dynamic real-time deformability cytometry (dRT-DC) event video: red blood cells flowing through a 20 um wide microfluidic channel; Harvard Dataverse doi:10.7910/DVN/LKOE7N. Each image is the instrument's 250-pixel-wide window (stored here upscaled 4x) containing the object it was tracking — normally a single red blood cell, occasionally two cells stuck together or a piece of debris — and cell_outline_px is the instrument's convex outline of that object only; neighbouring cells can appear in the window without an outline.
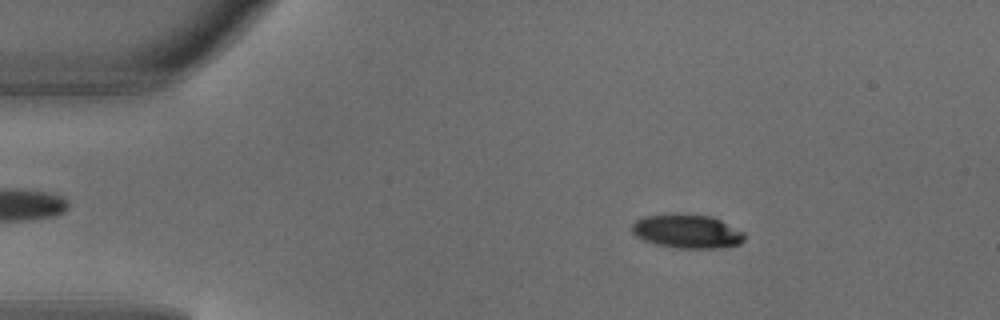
{"species": "common noctule bat (a hibernating species)", "species_latin": "Nyctalus noctula", "temperature_condition": "warm", "stored_images_in_passage": 5, "camera_frame_rate_fps": 3000, "um_per_image_px": 0.085, "animal": {"sex": "male", "body_mass_g": 18.8}, "frame": {"image": 1, "passage_image": 2, "time_ms": 0.333, "image_size_px": [1000, 320], "cell_outline_px": [[744, 240], [740, 244], [716, 248], [680, 248], [656, 244], [644, 240], [636, 236], [632, 232], [632, 224], [636, 220], [644, 216], [676, 212], [712, 216], [744, 232]], "centroid_in_image_um": [58.38, 19.63], "position_along_channel_um": 26.6, "area_um2": 22.37}}
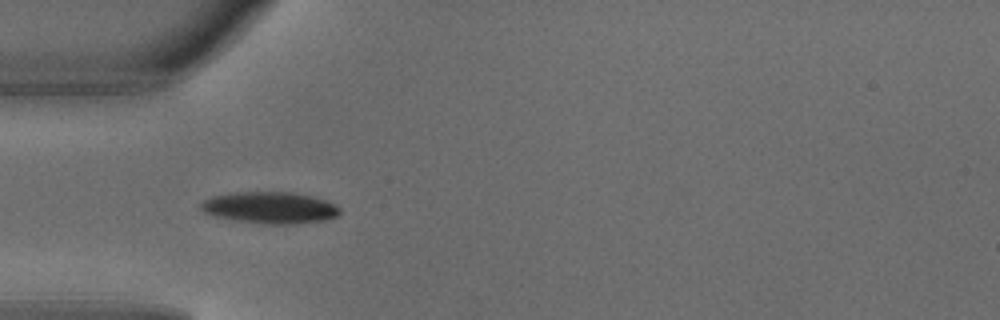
{"frame": {"image": 2, "passage_image": 4, "time_ms": 1.0, "image_size_px": [1000, 320], "cell_outline_px": [[340, 216], [328, 220], [292, 224], [264, 224], [232, 220], [212, 216], [204, 212], [200, 208], [200, 204], [204, 200], [212, 196], [232, 192], [292, 192], [312, 196], [324, 200], [340, 208]], "centroid_in_image_um": [22.93, 17.66], "position_along_channel_um": 62.1, "area_um2": 25.89}}
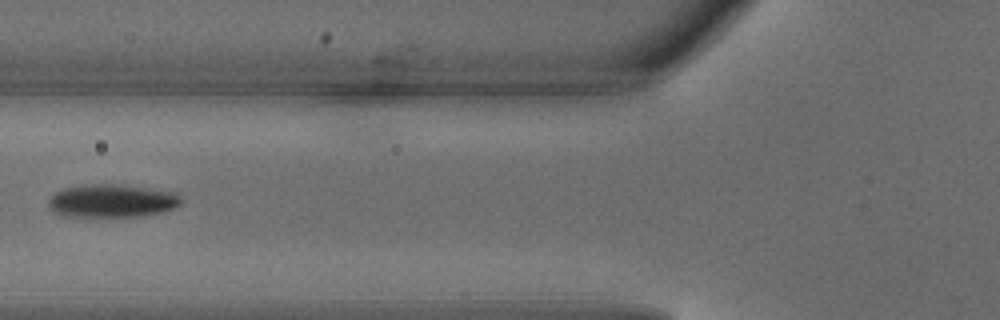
{"frame": {"image": 3, "passage_image": 5, "time_ms": 1.333, "image_size_px": [1000, 320], "cell_outline_px": [[184, 200], [176, 208], [160, 212], [140, 216], [112, 220], [64, 216], [52, 212], [48, 208], [48, 200], [56, 192], [64, 188], [84, 184], [124, 184], [176, 192]], "centroid_in_image_um": [9.5, 17.12], "position_along_channel_um": 116.3, "area_um2": 26.99}}